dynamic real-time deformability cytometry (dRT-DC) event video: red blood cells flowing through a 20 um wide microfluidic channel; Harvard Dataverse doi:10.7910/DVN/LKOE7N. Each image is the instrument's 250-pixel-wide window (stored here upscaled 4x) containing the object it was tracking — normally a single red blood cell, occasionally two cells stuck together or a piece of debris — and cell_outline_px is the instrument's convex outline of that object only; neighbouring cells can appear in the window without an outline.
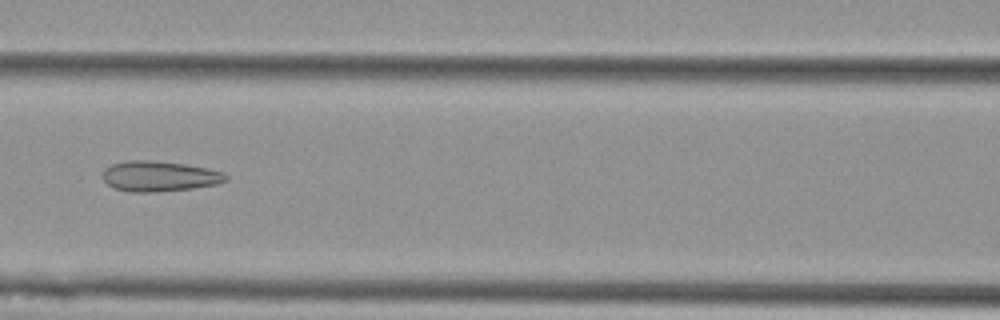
{"species": "Egyptian fruit bat (a non-hibernating species)", "species_latin": "Rousettus aegyptiacus", "temperature_condition": "cold", "stored_images_in_passage": 9, "camera_frame_rate_fps": 3000, "um_per_image_px": 0.085, "animal": {"sex": "female"}, "frame": {"image": 1, "passage_image": 7, "time_ms": 2.0, "image_size_px": [1000, 320], "cell_outline_px": [[228, 180], [216, 184], [192, 188], [152, 192], [128, 192], [112, 188], [100, 176], [104, 168], [112, 164], [128, 160], [148, 160], [184, 164], [208, 168], [224, 172], [228, 176]], "centroid_in_image_um": [13.5, 14.98], "position_along_channel_um": 153.1, "area_um2": 21.96}}
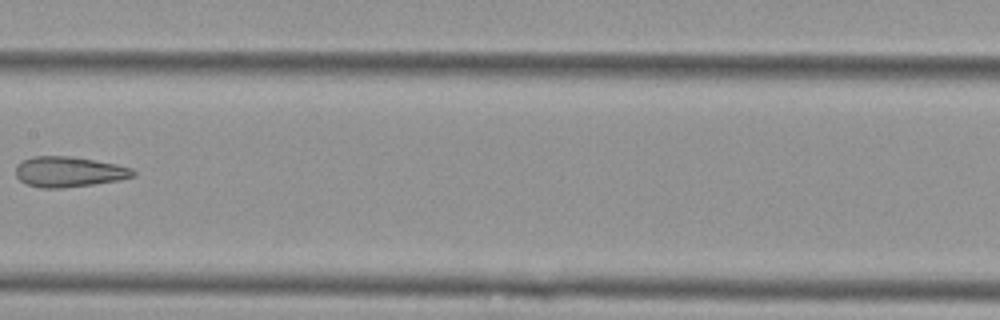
{"frame": {"image": 2, "passage_image": 8, "time_ms": 2.333, "image_size_px": [1000, 320], "cell_outline_px": [[136, 176], [120, 180], [64, 188], [40, 188], [28, 184], [20, 180], [16, 176], [16, 164], [32, 156], [72, 156], [116, 164], [132, 168], [136, 172]], "centroid_in_image_um": [5.87, 14.6], "position_along_channel_um": 201.5, "area_um2": 20.87}}
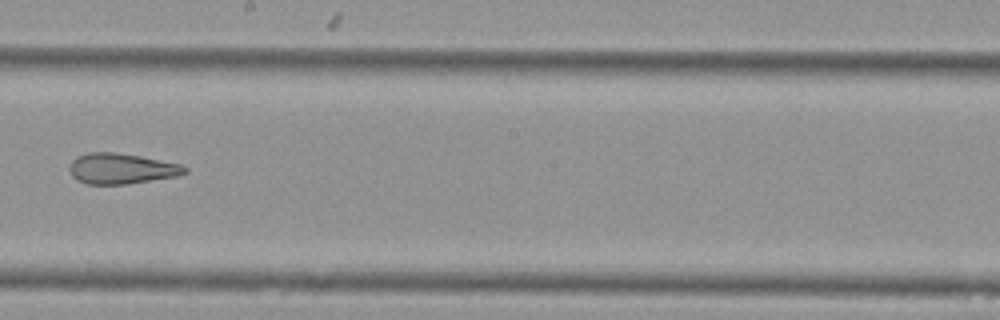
{"frame": {"image": 3, "passage_image": 9, "time_ms": 2.667, "image_size_px": [1000, 320], "cell_outline_px": [[188, 172], [180, 176], [128, 184], [88, 184], [76, 180], [72, 176], [68, 168], [72, 160], [76, 156], [88, 152], [116, 152], [140, 156], [180, 164], [188, 168]], "centroid_in_image_um": [10.32, 14.33], "position_along_channel_um": 237.9, "area_um2": 20.81}}